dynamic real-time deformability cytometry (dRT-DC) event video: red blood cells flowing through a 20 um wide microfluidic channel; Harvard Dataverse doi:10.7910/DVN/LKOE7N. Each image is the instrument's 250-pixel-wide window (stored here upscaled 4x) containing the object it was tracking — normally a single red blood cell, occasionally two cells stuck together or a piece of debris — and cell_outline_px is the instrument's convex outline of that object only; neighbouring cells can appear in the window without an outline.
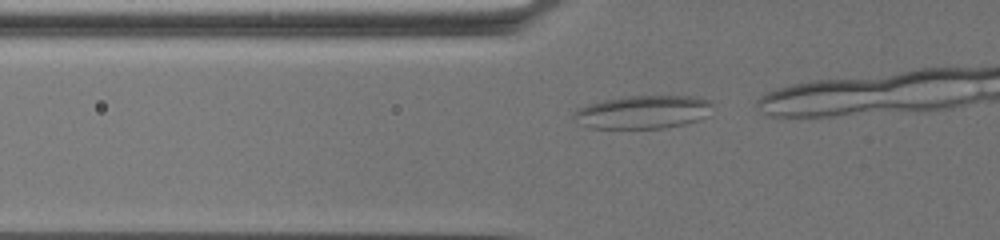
{"species": "common noctule bat (a hibernating species)", "species_latin": "Nyctalus noctula", "temperature_condition": "warm", "stored_images_in_passage": 10, "camera_frame_rate_fps": 3000, "um_per_image_px": 0.085, "animal": {"sex": "female", "body_mass_g": 19.5, "forearm_length_mm": 54.1}, "frame": {"image": 1, "passage_image": 4, "time_ms": 1.0, "image_size_px": [1000, 240], "cell_outline_px": [[712, 116], [684, 124], [664, 128], [588, 128], [572, 120], [572, 112], [576, 108], [588, 104], [604, 100], [628, 96], [692, 96], [708, 100], [712, 104]], "centroid_in_image_um": [54.64, 9.53], "position_along_channel_um": 71.2, "area_um2": 27.28}}